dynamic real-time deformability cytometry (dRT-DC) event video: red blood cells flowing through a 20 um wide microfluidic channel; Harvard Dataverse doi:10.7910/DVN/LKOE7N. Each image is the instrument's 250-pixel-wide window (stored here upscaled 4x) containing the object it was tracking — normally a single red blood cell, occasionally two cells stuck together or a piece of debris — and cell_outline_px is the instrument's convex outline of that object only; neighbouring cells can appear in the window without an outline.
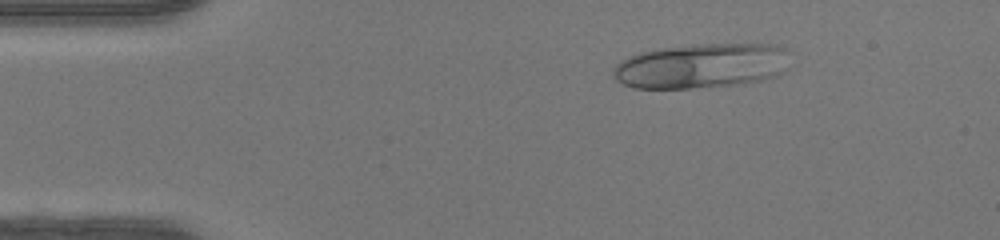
{"species": "human", "species_latin": "Homo sapiens", "temperature_condition": "warm", "stored_images_in_passage": 46, "camera_frame_rate_fps": 3000, "um_per_image_px": 0.085, "donor": {"sex": "female"}, "frame": {"image": 1, "passage_image": 7, "time_ms": 2.0, "image_size_px": [1000, 240], "cell_outline_px": [[788, 48], [784, 72], [776, 76], [744, 84], [692, 88], [632, 88], [616, 80], [612, 76], [612, 68], [620, 60], [628, 56], [640, 52], [660, 48], [692, 44], [776, 44]], "centroid_in_image_um": [59.59, 5.59], "position_along_channel_um": 25.4, "area_um2": 46.64}}
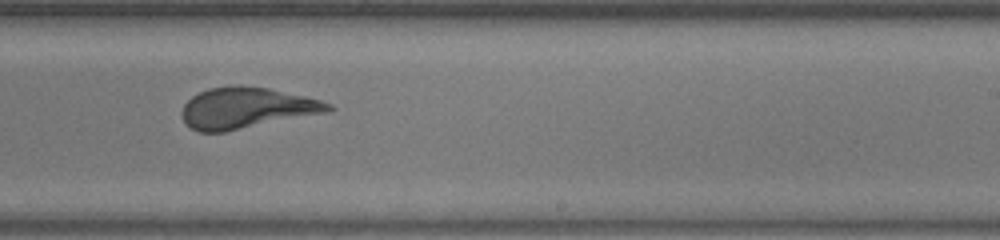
{"frame": {"image": 2, "passage_image": 28, "time_ms": 9.0, "image_size_px": [1000, 240], "cell_outline_px": [[336, 108], [328, 112], [224, 132], [200, 132], [192, 128], [180, 116], [180, 112], [184, 104], [192, 96], [208, 88], [232, 84], [244, 84], [268, 88], [304, 96], [320, 100], [332, 104]], "centroid_in_image_um": [20.94, 9.16], "position_along_channel_um": 268.1, "area_um2": 35.2}}
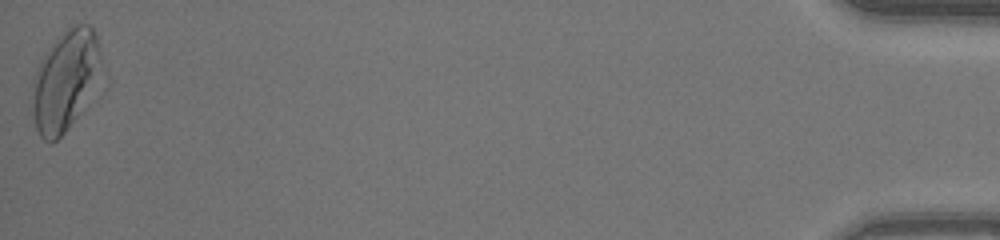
{"frame": {"image": 3, "passage_image": 46, "time_ms": 15.0, "image_size_px": [1000, 240], "cell_outline_px": [[100, 56], [76, 116], [64, 132], [56, 140], [44, 140], [40, 136], [36, 128], [32, 112], [32, 80], [40, 60], [48, 48], [68, 24], [88, 24], [92, 28], [96, 36], [100, 52]], "centroid_in_image_um": [5.4, 6.76], "position_along_channel_um": 429.8, "area_um2": 38.15}, "authors_computed_cell_mechanics": {"area_um2": 35.0268, "velocity_mm_per_s": 4.4327, "shape_relaxation_time_tau1_ms": 7.709, "shape_relaxation_time_tau2_ms": null, "deformation_change_tau1": 0.2791, "deformation_change_tau2": null}}